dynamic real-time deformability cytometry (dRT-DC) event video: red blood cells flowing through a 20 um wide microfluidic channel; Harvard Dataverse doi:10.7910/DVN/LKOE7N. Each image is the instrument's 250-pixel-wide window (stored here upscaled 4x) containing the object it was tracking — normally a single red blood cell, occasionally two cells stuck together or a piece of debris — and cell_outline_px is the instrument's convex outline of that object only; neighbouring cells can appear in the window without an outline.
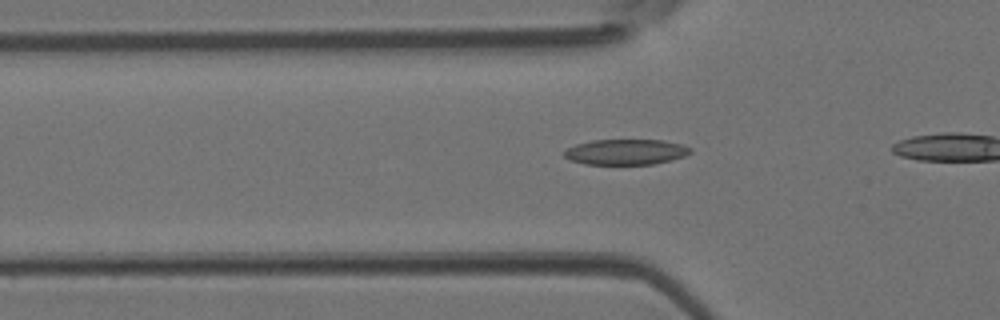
{"species": "Egyptian fruit bat (a non-hibernating species)", "species_latin": "Rousettus aegyptiacus", "temperature_condition": "room temperature", "stored_images_in_passage": 15, "camera_frame_rate_fps": 3000, "um_per_image_px": 0.085, "animal": {"sex": "female"}, "frame": {"image": 1, "passage_image": 5, "time_ms": 1.333, "image_size_px": [1000, 320], "cell_outline_px": [[692, 152], [684, 156], [672, 160], [652, 164], [584, 164], [572, 160], [564, 156], [564, 152], [568, 148], [576, 144], [592, 140], [664, 140], [684, 144], [692, 148]], "centroid_in_image_um": [53.25, 12.91], "position_along_channel_um": 72.6, "area_um2": 18.79}}
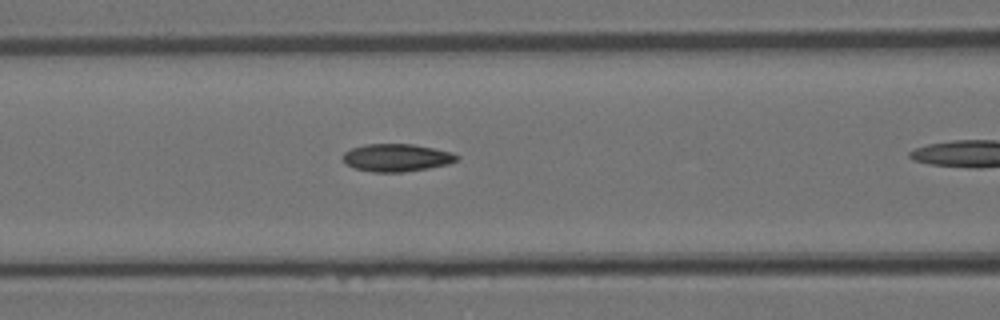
{"frame": {"image": 2, "passage_image": 9, "time_ms": 2.667, "image_size_px": [1000, 320], "cell_outline_px": [[460, 156], [456, 160], [448, 164], [428, 168], [404, 172], [372, 172], [352, 168], [344, 160], [344, 152], [352, 148], [364, 144], [412, 144], [452, 152]], "centroid_in_image_um": [33.71, 13.4], "position_along_channel_um": 132.9, "area_um2": 18.26}}